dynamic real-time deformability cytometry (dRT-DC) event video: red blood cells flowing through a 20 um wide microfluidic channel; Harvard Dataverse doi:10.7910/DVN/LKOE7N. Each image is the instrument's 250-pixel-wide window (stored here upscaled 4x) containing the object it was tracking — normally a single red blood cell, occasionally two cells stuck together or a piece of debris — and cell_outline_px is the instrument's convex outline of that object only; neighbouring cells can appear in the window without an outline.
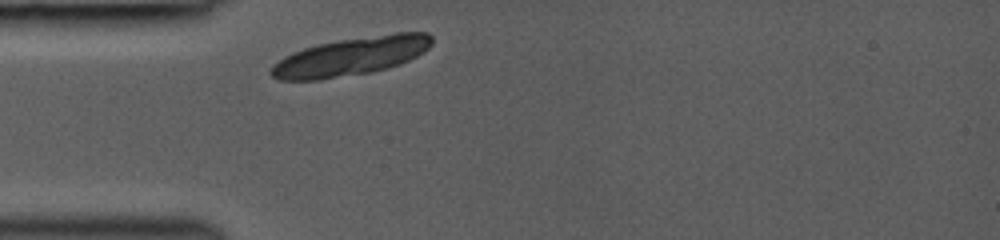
{"species": "common noctule bat (a hibernating species)", "species_latin": "Nyctalus noctula", "temperature_condition": "room temperature", "stored_images_in_passage": 1, "camera_frame_rate_fps": 3000, "um_per_image_px": 0.085, "animal": {"sex": "female", "body_mass_g": 19.0, "forearm_length_mm": 53.3}, "frame": {"image": 1, "passage_image": 1, "time_ms": 0.0, "image_size_px": [1000, 240], "cell_outline_px": [[432, 44], [424, 52], [400, 64], [388, 68], [372, 72], [320, 80], [280, 80], [272, 76], [268, 72], [284, 56], [292, 52], [316, 44], [340, 40], [396, 32], [428, 32], [432, 36]], "centroid_in_image_um": [29.86, 4.79], "position_along_channel_um": 55.1, "area_um2": 35.89}}